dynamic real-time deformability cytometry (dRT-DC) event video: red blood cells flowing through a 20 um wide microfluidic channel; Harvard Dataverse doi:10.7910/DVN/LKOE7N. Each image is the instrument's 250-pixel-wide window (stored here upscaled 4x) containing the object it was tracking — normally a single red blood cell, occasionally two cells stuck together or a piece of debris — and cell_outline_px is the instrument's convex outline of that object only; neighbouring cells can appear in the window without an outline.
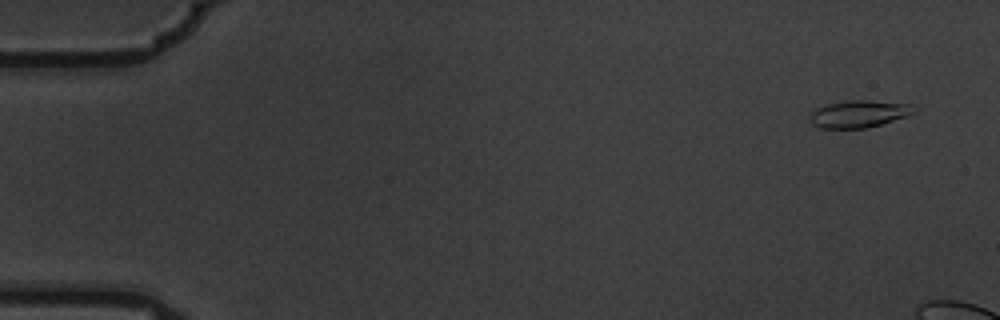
{"species": "common noctule bat (a hibernating species)", "species_latin": "Nyctalus noctula", "temperature_condition": "warm", "stored_images_in_passage": 4, "camera_frame_rate_fps": 3000, "um_per_image_px": 0.085, "animal": {"sex": "male", "body_mass_g": 19.5, "forearm_length_mm": 54.6}, "frame": {"image": 1, "passage_image": 1, "time_ms": 0.0, "image_size_px": [1000, 320], "cell_outline_px": [[916, 112], [908, 116], [880, 124], [864, 128], [820, 128], [812, 124], [808, 120], [812, 112], [816, 108], [828, 104], [848, 100], [868, 100], [908, 104], [916, 108]], "centroid_in_image_um": [72.99, 9.68], "position_along_channel_um": 12.0, "area_um2": 16.42}}